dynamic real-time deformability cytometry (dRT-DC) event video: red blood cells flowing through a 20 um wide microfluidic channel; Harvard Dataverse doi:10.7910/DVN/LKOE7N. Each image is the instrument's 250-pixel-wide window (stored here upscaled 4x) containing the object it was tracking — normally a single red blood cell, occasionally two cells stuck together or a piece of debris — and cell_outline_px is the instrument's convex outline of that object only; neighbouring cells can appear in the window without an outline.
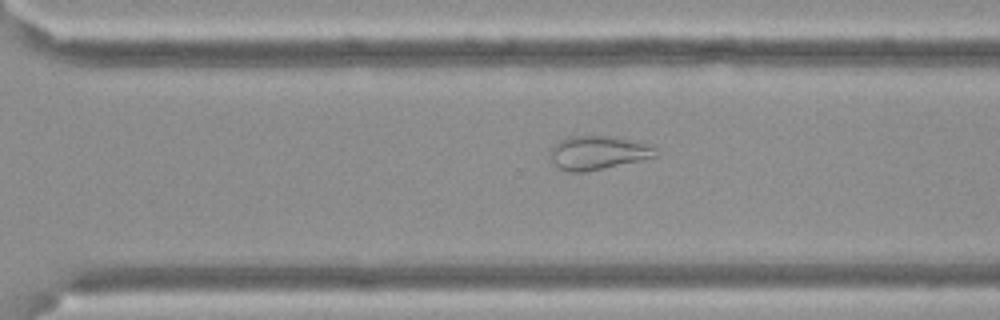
{"species": "Egyptian fruit bat (a non-hibernating species)", "species_latin": "Rousettus aegyptiacus", "temperature_condition": "cold", "stored_images_in_passage": 32, "camera_frame_rate_fps": 3000, "um_per_image_px": 0.085, "frame": {"image": 1, "passage_image": 23, "time_ms": 7.333, "image_size_px": [1000, 320], "cell_outline_px": [[656, 156], [640, 160], [604, 168], [584, 172], [568, 172], [560, 168], [552, 160], [552, 144], [568, 136], [608, 136], [628, 140], [644, 144], [656, 148]], "centroid_in_image_um": [50.78, 12.98], "position_along_channel_um": 319.8, "area_um2": 20.17}}
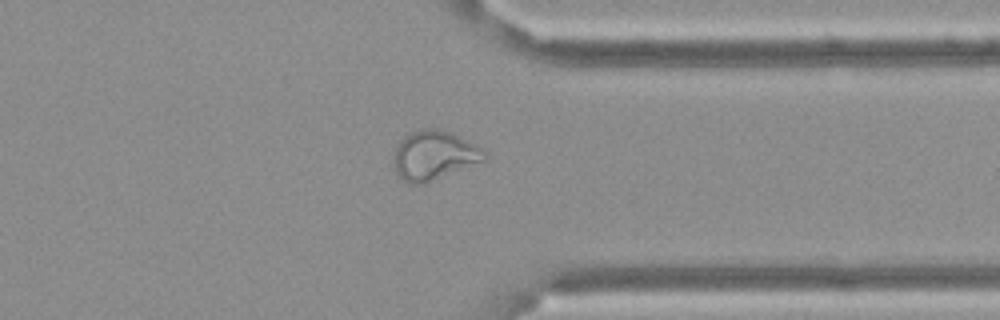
{"frame": {"image": 2, "passage_image": 28, "time_ms": 9.0, "image_size_px": [1000, 320], "cell_outline_px": [[488, 152], [484, 160], [424, 184], [408, 184], [396, 176], [392, 160], [392, 156], [400, 140], [404, 136], [420, 128], [436, 128], [448, 132], [476, 144]], "centroid_in_image_um": [36.83, 13.22], "position_along_channel_um": 374.6, "area_um2": 26.18}, "authors_computed_cell_mechanics": {"area_um2": 21.5883, "velocity_mm_per_s": 3.412, "shape_relaxation_time_tau1_ms": null, "shape_relaxation_time_tau2_ms": 2.4248, "deformation_change_tau1": null, "deformation_change_tau2": 0.1017}}